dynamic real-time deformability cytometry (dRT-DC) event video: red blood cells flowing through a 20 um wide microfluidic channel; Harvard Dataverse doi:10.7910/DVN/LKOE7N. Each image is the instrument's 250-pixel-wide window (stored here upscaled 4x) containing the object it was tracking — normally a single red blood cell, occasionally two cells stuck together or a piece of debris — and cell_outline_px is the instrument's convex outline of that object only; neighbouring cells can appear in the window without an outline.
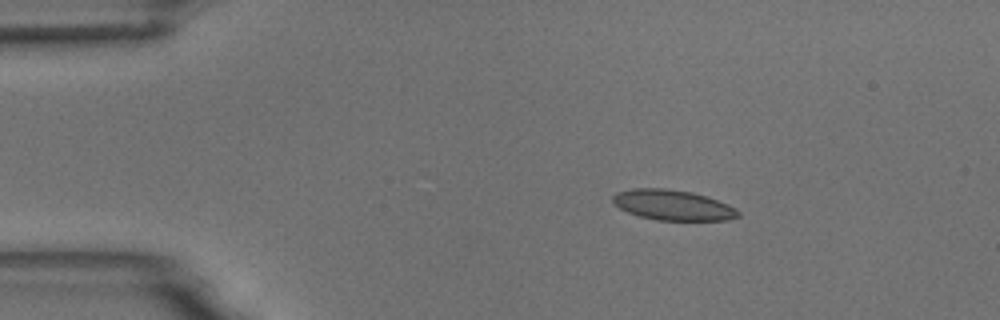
{"species": "common noctule bat (a hibernating species)", "species_latin": "Nyctalus noctula", "temperature_condition": "room temperature", "stored_images_in_passage": 46, "camera_frame_rate_fps": 3000, "um_per_image_px": 0.085, "animal": {"sex": "male", "body_mass_g": 18.8}, "frame": {"image": 1, "passage_image": 1, "time_ms": 0.0, "image_size_px": [1000, 320], "cell_outline_px": [[740, 216], [728, 220], [656, 220], [640, 216], [628, 212], [620, 208], [612, 200], [612, 196], [616, 192], [632, 188], [664, 188], [692, 192], [728, 204], [736, 208], [740, 212]], "centroid_in_image_um": [57.19, 17.43], "position_along_channel_um": 27.8, "area_um2": 22.08}}
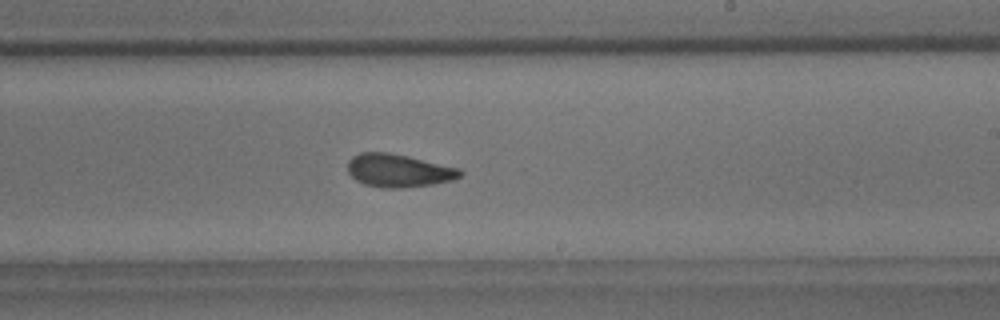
{"frame": {"image": 2, "passage_image": 24, "time_ms": 7.667, "image_size_px": [1000, 320], "cell_outline_px": [[464, 172], [460, 176], [452, 180], [432, 184], [404, 188], [380, 188], [364, 184], [356, 180], [348, 172], [348, 160], [352, 156], [360, 152], [388, 152], [408, 156], [460, 168]], "centroid_in_image_um": [33.87, 14.5], "position_along_channel_um": 255.1, "area_um2": 21.79}}
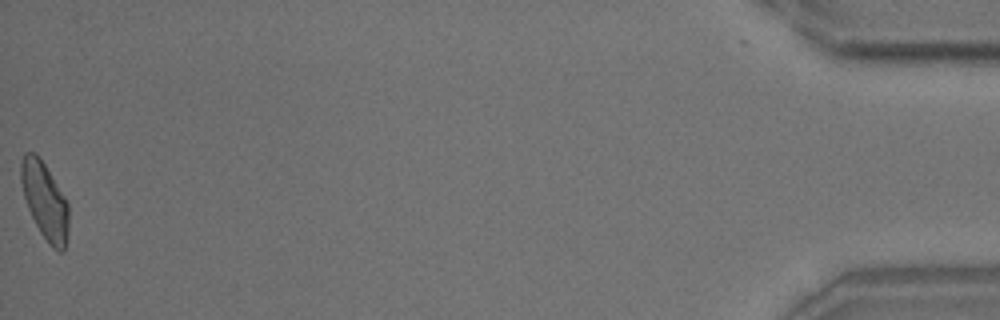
{"frame": {"image": 3, "passage_image": 46, "time_ms": 15.0, "image_size_px": [1000, 320], "cell_outline_px": [[68, 232], [64, 252], [60, 252], [52, 248], [48, 244], [40, 232], [28, 208], [24, 196], [20, 180], [20, 164], [24, 152], [36, 152], [44, 164], [64, 196], [68, 204]], "centroid_in_image_um": [3.8, 17.08], "position_along_channel_um": 431.4, "area_um2": 21.27}, "authors_computed_cell_mechanics": {"area_um2": 21.7328, "velocity_mm_per_s": 3.7336, "shape_relaxation_time_tau1_ms": 5.8489, "shape_relaxation_time_tau2_ms": 2.1487, "deformation_change_tau1": 0.1296, "deformation_change_tau2": 0.0805}}